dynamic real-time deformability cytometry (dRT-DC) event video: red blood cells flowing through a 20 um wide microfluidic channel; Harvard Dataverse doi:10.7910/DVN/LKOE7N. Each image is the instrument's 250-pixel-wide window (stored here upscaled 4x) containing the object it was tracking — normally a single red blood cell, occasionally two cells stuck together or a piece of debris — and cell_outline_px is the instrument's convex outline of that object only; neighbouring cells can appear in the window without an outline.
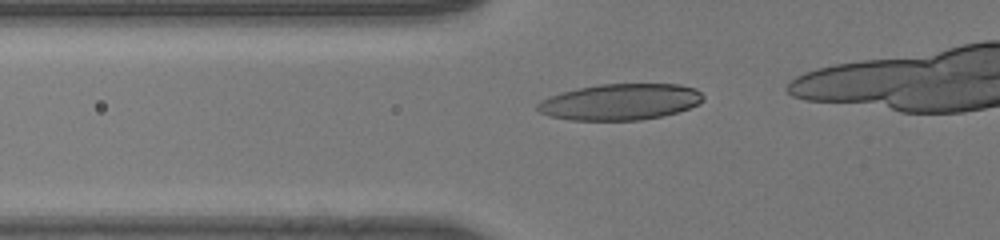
{"species": "human", "species_latin": "Homo sapiens", "temperature_condition": "room temperature", "stored_images_in_passage": 24, "camera_frame_rate_fps": 3000, "um_per_image_px": 0.085, "donor": {"sex": "male"}, "frame": {"image": 1, "passage_image": 10, "time_ms": 3.0, "image_size_px": [1000, 240], "cell_outline_px": [[704, 100], [688, 108], [676, 112], [660, 116], [640, 120], [572, 120], [552, 116], [540, 112], [536, 108], [536, 104], [540, 100], [560, 92], [576, 88], [600, 84], [680, 84], [696, 88], [704, 96]], "centroid_in_image_um": [52.71, 8.65], "position_along_channel_um": 73.1, "area_um2": 34.91}}
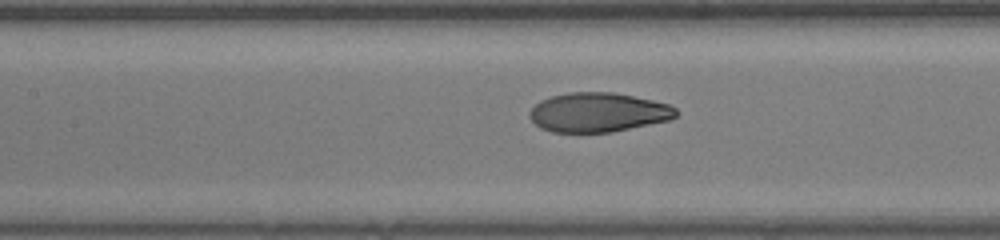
{"frame": {"image": 2, "passage_image": 16, "time_ms": 5.0, "image_size_px": [1000, 240], "cell_outline_px": [[680, 112], [672, 120], [612, 132], [552, 132], [540, 128], [528, 116], [528, 112], [540, 100], [552, 96], [568, 92], [612, 92], [652, 100], [668, 104], [676, 108]], "centroid_in_image_um": [50.86, 9.55], "position_along_channel_um": 156.5, "area_um2": 33.76}}
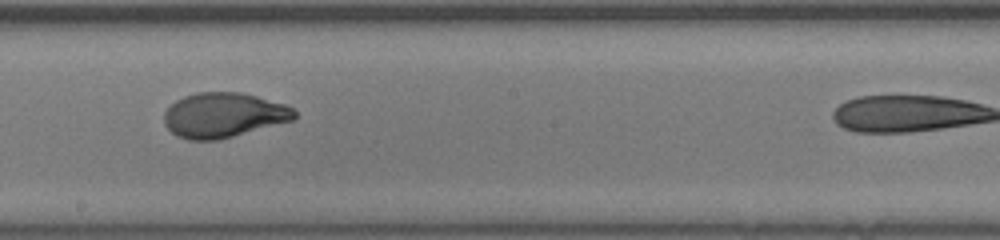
{"frame": {"image": 3, "passage_image": 21, "time_ms": 6.667, "image_size_px": [1000, 240], "cell_outline_px": [[296, 116], [292, 120], [232, 136], [216, 140], [188, 140], [176, 136], [164, 124], [164, 112], [176, 100], [184, 96], [196, 92], [240, 92], [256, 96], [284, 104], [292, 108], [296, 112]], "centroid_in_image_um": [18.96, 9.78], "position_along_channel_um": 229.2, "area_um2": 33.76}}